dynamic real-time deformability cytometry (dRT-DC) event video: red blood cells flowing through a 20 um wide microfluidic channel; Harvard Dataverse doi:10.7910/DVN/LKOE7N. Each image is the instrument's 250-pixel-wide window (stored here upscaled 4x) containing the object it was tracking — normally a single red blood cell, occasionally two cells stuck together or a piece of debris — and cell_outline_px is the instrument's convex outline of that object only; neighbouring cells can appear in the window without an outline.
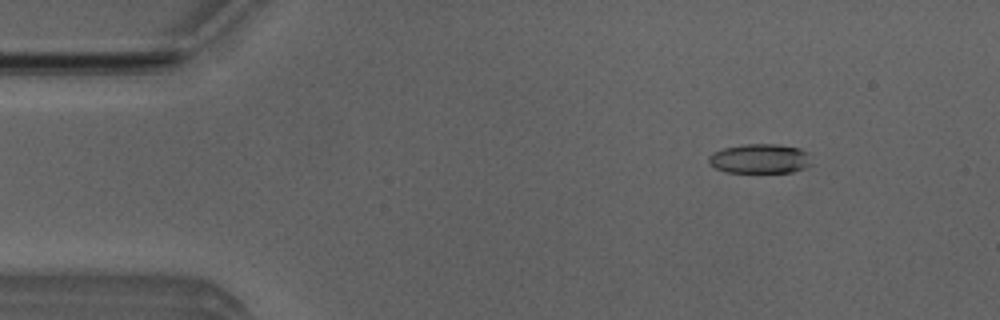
{"species": "Egyptian fruit bat (a non-hibernating species)", "species_latin": "Rousettus aegyptiacus", "temperature_condition": "room temperature", "stored_images_in_passage": 52, "camera_frame_rate_fps": 3000, "um_per_image_px": 0.085, "animal": {"sex": "male"}, "frame": {"image": 1, "passage_image": 7, "time_ms": 2.0, "image_size_px": [1000, 320], "cell_outline_px": [[812, 164], [804, 168], [792, 172], [724, 172], [708, 164], [708, 156], [712, 152], [724, 148], [744, 144], [776, 144], [800, 148], [808, 152]], "centroid_in_image_um": [64.58, 13.48], "position_along_channel_um": 20.4, "area_um2": 17.86}}
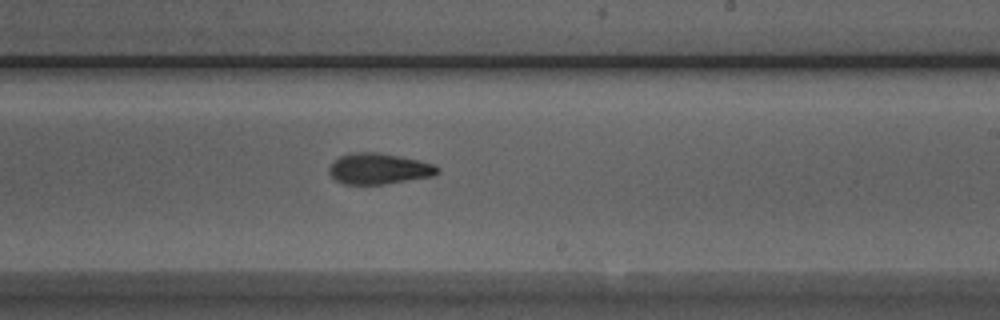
{"frame": {"image": 2, "passage_image": 31, "time_ms": 10.0, "image_size_px": [1000, 320], "cell_outline_px": [[440, 172], [432, 176], [384, 184], [344, 184], [336, 180], [328, 172], [328, 168], [340, 156], [352, 152], [380, 152], [420, 160], [432, 164], [440, 168]], "centroid_in_image_um": [32.21, 14.33], "position_along_channel_um": 256.8, "area_um2": 19.48}}
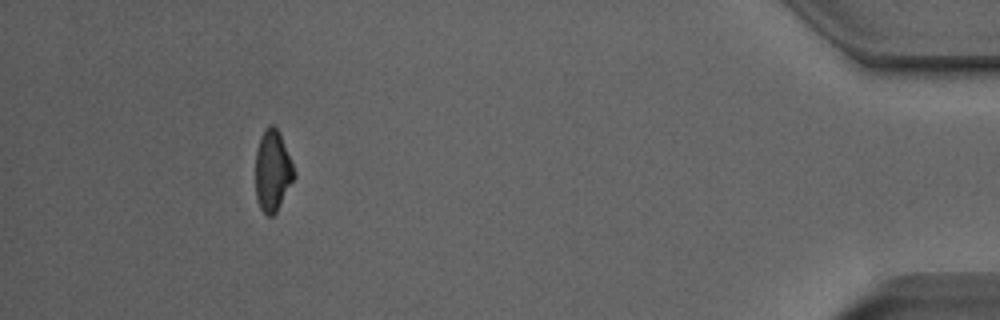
{"frame": {"image": 3, "passage_image": 48, "time_ms": 15.667, "image_size_px": [1000, 320], "cell_outline_px": [[296, 176], [276, 212], [272, 216], [268, 216], [260, 208], [256, 196], [256, 152], [260, 136], [268, 124], [272, 124], [280, 132], [296, 172]], "centroid_in_image_um": [23.18, 14.49], "position_along_channel_um": 412.0, "area_um2": 18.32}, "authors_computed_cell_mechanics": {"area_um2": 19.3052, "velocity_mm_per_s": 3.9408, "shape_relaxation_time_tau1_ms": 7.574, "shape_relaxation_time_tau2_ms": 3.391, "deformation_change_tau1": 0.1801, "deformation_change_tau2": 0.1152}}